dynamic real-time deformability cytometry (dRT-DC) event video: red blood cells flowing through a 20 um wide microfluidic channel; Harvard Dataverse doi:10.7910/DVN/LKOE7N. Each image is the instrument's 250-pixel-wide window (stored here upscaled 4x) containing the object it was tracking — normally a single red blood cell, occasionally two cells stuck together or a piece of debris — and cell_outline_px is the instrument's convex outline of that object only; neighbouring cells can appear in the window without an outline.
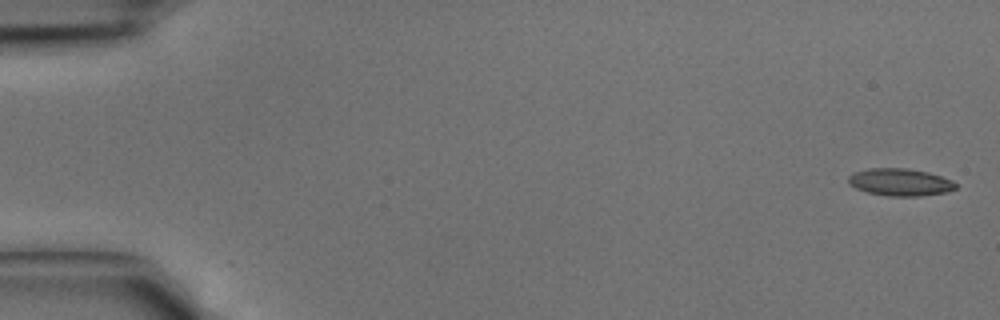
{"species": "common noctule bat (a hibernating species)", "species_latin": "Nyctalus noctula", "temperature_condition": "cold", "stored_images_in_passage": 16, "camera_frame_rate_fps": 3000, "um_per_image_px": 0.085, "animal": {"sex": "male", "body_mass_g": 15.6}, "frame": {"image": 1, "passage_image": 1, "time_ms": 0.0, "image_size_px": [1000, 320], "cell_outline_px": [[956, 188], [948, 192], [920, 196], [888, 196], [868, 192], [856, 188], [848, 184], [848, 176], [852, 172], [868, 168], [908, 168], [928, 172], [952, 180], [956, 184]], "centroid_in_image_um": [76.49, 15.48], "position_along_channel_um": 8.5, "area_um2": 17.22}}
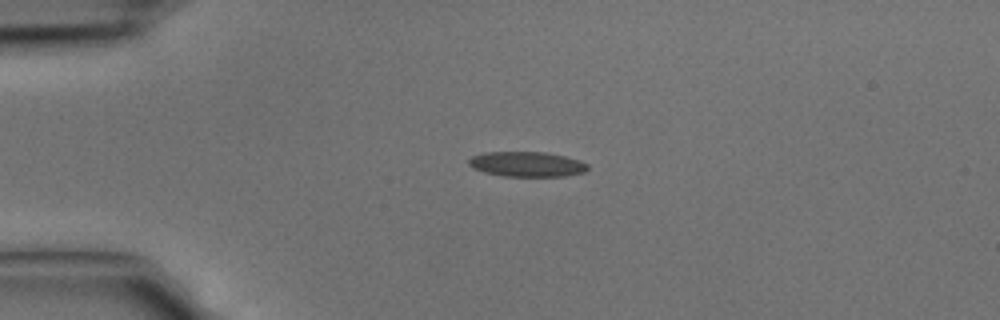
{"frame": {"image": 2, "passage_image": 10, "time_ms": 3.0, "image_size_px": [1000, 320], "cell_outline_px": [[588, 168], [584, 172], [564, 176], [500, 176], [484, 172], [472, 168], [468, 164], [468, 160], [472, 156], [484, 152], [544, 152], [564, 156], [580, 160], [588, 164]], "centroid_in_image_um": [44.76, 13.95], "position_along_channel_um": 40.2, "area_um2": 17.4}}